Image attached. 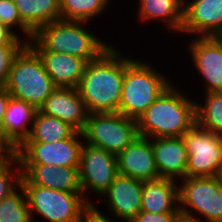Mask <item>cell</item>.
Returning <instances> with one entry per match:
<instances>
[{
    "label": "cell",
    "instance_id": "obj_1",
    "mask_svg": "<svg viewBox=\"0 0 222 222\" xmlns=\"http://www.w3.org/2000/svg\"><path fill=\"white\" fill-rule=\"evenodd\" d=\"M112 44L97 59L87 63L77 87L88 113L119 110L125 77V54Z\"/></svg>",
    "mask_w": 222,
    "mask_h": 222
},
{
    "label": "cell",
    "instance_id": "obj_2",
    "mask_svg": "<svg viewBox=\"0 0 222 222\" xmlns=\"http://www.w3.org/2000/svg\"><path fill=\"white\" fill-rule=\"evenodd\" d=\"M172 83L137 120L138 134L147 138L180 137L196 123V98ZM179 87V88H178ZM187 90V93L184 91ZM191 96V97H189Z\"/></svg>",
    "mask_w": 222,
    "mask_h": 222
},
{
    "label": "cell",
    "instance_id": "obj_3",
    "mask_svg": "<svg viewBox=\"0 0 222 222\" xmlns=\"http://www.w3.org/2000/svg\"><path fill=\"white\" fill-rule=\"evenodd\" d=\"M88 22L57 20L42 25L27 43L34 51L75 56L87 63L97 59L112 44L86 26ZM87 27V28H86ZM107 42V43H106Z\"/></svg>",
    "mask_w": 222,
    "mask_h": 222
},
{
    "label": "cell",
    "instance_id": "obj_4",
    "mask_svg": "<svg viewBox=\"0 0 222 222\" xmlns=\"http://www.w3.org/2000/svg\"><path fill=\"white\" fill-rule=\"evenodd\" d=\"M135 58L125 54V77L118 112L137 121L174 81L162 73V68L158 71L151 61Z\"/></svg>",
    "mask_w": 222,
    "mask_h": 222
},
{
    "label": "cell",
    "instance_id": "obj_5",
    "mask_svg": "<svg viewBox=\"0 0 222 222\" xmlns=\"http://www.w3.org/2000/svg\"><path fill=\"white\" fill-rule=\"evenodd\" d=\"M5 87L12 98L25 101L37 110L57 88L28 44L14 57Z\"/></svg>",
    "mask_w": 222,
    "mask_h": 222
},
{
    "label": "cell",
    "instance_id": "obj_6",
    "mask_svg": "<svg viewBox=\"0 0 222 222\" xmlns=\"http://www.w3.org/2000/svg\"><path fill=\"white\" fill-rule=\"evenodd\" d=\"M21 185L33 222H80L82 210L89 203L83 194L32 185L23 175Z\"/></svg>",
    "mask_w": 222,
    "mask_h": 222
},
{
    "label": "cell",
    "instance_id": "obj_7",
    "mask_svg": "<svg viewBox=\"0 0 222 222\" xmlns=\"http://www.w3.org/2000/svg\"><path fill=\"white\" fill-rule=\"evenodd\" d=\"M181 214L206 222H222V183L215 177H185L178 181Z\"/></svg>",
    "mask_w": 222,
    "mask_h": 222
},
{
    "label": "cell",
    "instance_id": "obj_8",
    "mask_svg": "<svg viewBox=\"0 0 222 222\" xmlns=\"http://www.w3.org/2000/svg\"><path fill=\"white\" fill-rule=\"evenodd\" d=\"M84 143L118 155L138 134L137 121L119 112L90 113L82 131Z\"/></svg>",
    "mask_w": 222,
    "mask_h": 222
},
{
    "label": "cell",
    "instance_id": "obj_9",
    "mask_svg": "<svg viewBox=\"0 0 222 222\" xmlns=\"http://www.w3.org/2000/svg\"><path fill=\"white\" fill-rule=\"evenodd\" d=\"M186 177H215L222 171V136L195 123L183 136Z\"/></svg>",
    "mask_w": 222,
    "mask_h": 222
},
{
    "label": "cell",
    "instance_id": "obj_10",
    "mask_svg": "<svg viewBox=\"0 0 222 222\" xmlns=\"http://www.w3.org/2000/svg\"><path fill=\"white\" fill-rule=\"evenodd\" d=\"M80 186L84 198L88 202L92 192L101 198V195L110 187L119 175L117 155L87 143L81 148L80 163L78 167ZM89 197V198H88Z\"/></svg>",
    "mask_w": 222,
    "mask_h": 222
},
{
    "label": "cell",
    "instance_id": "obj_11",
    "mask_svg": "<svg viewBox=\"0 0 222 222\" xmlns=\"http://www.w3.org/2000/svg\"><path fill=\"white\" fill-rule=\"evenodd\" d=\"M82 132L54 142H23L16 150L20 164H49L60 167H79Z\"/></svg>",
    "mask_w": 222,
    "mask_h": 222
},
{
    "label": "cell",
    "instance_id": "obj_12",
    "mask_svg": "<svg viewBox=\"0 0 222 222\" xmlns=\"http://www.w3.org/2000/svg\"><path fill=\"white\" fill-rule=\"evenodd\" d=\"M184 44L185 56L204 81L202 92H222V37H190ZM189 40V41H188ZM189 51V52H188ZM188 52V53H187Z\"/></svg>",
    "mask_w": 222,
    "mask_h": 222
},
{
    "label": "cell",
    "instance_id": "obj_13",
    "mask_svg": "<svg viewBox=\"0 0 222 222\" xmlns=\"http://www.w3.org/2000/svg\"><path fill=\"white\" fill-rule=\"evenodd\" d=\"M222 37V0H184L181 37Z\"/></svg>",
    "mask_w": 222,
    "mask_h": 222
},
{
    "label": "cell",
    "instance_id": "obj_14",
    "mask_svg": "<svg viewBox=\"0 0 222 222\" xmlns=\"http://www.w3.org/2000/svg\"><path fill=\"white\" fill-rule=\"evenodd\" d=\"M142 192L143 181L119 174L101 197L109 214L130 222L141 211Z\"/></svg>",
    "mask_w": 222,
    "mask_h": 222
},
{
    "label": "cell",
    "instance_id": "obj_15",
    "mask_svg": "<svg viewBox=\"0 0 222 222\" xmlns=\"http://www.w3.org/2000/svg\"><path fill=\"white\" fill-rule=\"evenodd\" d=\"M68 123L77 132H82L88 118V111L77 88L57 87L38 109Z\"/></svg>",
    "mask_w": 222,
    "mask_h": 222
},
{
    "label": "cell",
    "instance_id": "obj_16",
    "mask_svg": "<svg viewBox=\"0 0 222 222\" xmlns=\"http://www.w3.org/2000/svg\"><path fill=\"white\" fill-rule=\"evenodd\" d=\"M117 165L119 174L123 176L143 182L160 178L151 141L147 137H136L117 155Z\"/></svg>",
    "mask_w": 222,
    "mask_h": 222
},
{
    "label": "cell",
    "instance_id": "obj_17",
    "mask_svg": "<svg viewBox=\"0 0 222 222\" xmlns=\"http://www.w3.org/2000/svg\"><path fill=\"white\" fill-rule=\"evenodd\" d=\"M149 139L159 176L176 181L185 178L188 153L182 136Z\"/></svg>",
    "mask_w": 222,
    "mask_h": 222
},
{
    "label": "cell",
    "instance_id": "obj_18",
    "mask_svg": "<svg viewBox=\"0 0 222 222\" xmlns=\"http://www.w3.org/2000/svg\"><path fill=\"white\" fill-rule=\"evenodd\" d=\"M22 175L32 184L59 191L83 194L78 167L49 164H20Z\"/></svg>",
    "mask_w": 222,
    "mask_h": 222
},
{
    "label": "cell",
    "instance_id": "obj_19",
    "mask_svg": "<svg viewBox=\"0 0 222 222\" xmlns=\"http://www.w3.org/2000/svg\"><path fill=\"white\" fill-rule=\"evenodd\" d=\"M36 111L33 105L10 98L1 125V137L11 148L17 149L28 138Z\"/></svg>",
    "mask_w": 222,
    "mask_h": 222
},
{
    "label": "cell",
    "instance_id": "obj_20",
    "mask_svg": "<svg viewBox=\"0 0 222 222\" xmlns=\"http://www.w3.org/2000/svg\"><path fill=\"white\" fill-rule=\"evenodd\" d=\"M137 20L144 25L153 22L164 24L168 33H181L183 24L184 0H138ZM148 21V22H147Z\"/></svg>",
    "mask_w": 222,
    "mask_h": 222
},
{
    "label": "cell",
    "instance_id": "obj_21",
    "mask_svg": "<svg viewBox=\"0 0 222 222\" xmlns=\"http://www.w3.org/2000/svg\"><path fill=\"white\" fill-rule=\"evenodd\" d=\"M57 87L77 88L87 62L81 58L50 51H35Z\"/></svg>",
    "mask_w": 222,
    "mask_h": 222
},
{
    "label": "cell",
    "instance_id": "obj_22",
    "mask_svg": "<svg viewBox=\"0 0 222 222\" xmlns=\"http://www.w3.org/2000/svg\"><path fill=\"white\" fill-rule=\"evenodd\" d=\"M141 211L148 213L180 212L178 181L163 177L144 181Z\"/></svg>",
    "mask_w": 222,
    "mask_h": 222
},
{
    "label": "cell",
    "instance_id": "obj_23",
    "mask_svg": "<svg viewBox=\"0 0 222 222\" xmlns=\"http://www.w3.org/2000/svg\"><path fill=\"white\" fill-rule=\"evenodd\" d=\"M21 21L35 33L42 25L61 19L60 0H13Z\"/></svg>",
    "mask_w": 222,
    "mask_h": 222
},
{
    "label": "cell",
    "instance_id": "obj_24",
    "mask_svg": "<svg viewBox=\"0 0 222 222\" xmlns=\"http://www.w3.org/2000/svg\"><path fill=\"white\" fill-rule=\"evenodd\" d=\"M76 130L59 118L36 111L30 135L24 142H54L70 138Z\"/></svg>",
    "mask_w": 222,
    "mask_h": 222
},
{
    "label": "cell",
    "instance_id": "obj_25",
    "mask_svg": "<svg viewBox=\"0 0 222 222\" xmlns=\"http://www.w3.org/2000/svg\"><path fill=\"white\" fill-rule=\"evenodd\" d=\"M112 3V0H60L61 19L92 23L95 18H101Z\"/></svg>",
    "mask_w": 222,
    "mask_h": 222
},
{
    "label": "cell",
    "instance_id": "obj_26",
    "mask_svg": "<svg viewBox=\"0 0 222 222\" xmlns=\"http://www.w3.org/2000/svg\"><path fill=\"white\" fill-rule=\"evenodd\" d=\"M203 103L196 99V123L222 136V92L204 93Z\"/></svg>",
    "mask_w": 222,
    "mask_h": 222
},
{
    "label": "cell",
    "instance_id": "obj_27",
    "mask_svg": "<svg viewBox=\"0 0 222 222\" xmlns=\"http://www.w3.org/2000/svg\"><path fill=\"white\" fill-rule=\"evenodd\" d=\"M0 222H33L22 185L0 201Z\"/></svg>",
    "mask_w": 222,
    "mask_h": 222
},
{
    "label": "cell",
    "instance_id": "obj_28",
    "mask_svg": "<svg viewBox=\"0 0 222 222\" xmlns=\"http://www.w3.org/2000/svg\"><path fill=\"white\" fill-rule=\"evenodd\" d=\"M22 171L15 148L0 158V201L21 185Z\"/></svg>",
    "mask_w": 222,
    "mask_h": 222
},
{
    "label": "cell",
    "instance_id": "obj_29",
    "mask_svg": "<svg viewBox=\"0 0 222 222\" xmlns=\"http://www.w3.org/2000/svg\"><path fill=\"white\" fill-rule=\"evenodd\" d=\"M0 23L8 26L27 43L34 36V33L21 21L13 0H0Z\"/></svg>",
    "mask_w": 222,
    "mask_h": 222
},
{
    "label": "cell",
    "instance_id": "obj_30",
    "mask_svg": "<svg viewBox=\"0 0 222 222\" xmlns=\"http://www.w3.org/2000/svg\"><path fill=\"white\" fill-rule=\"evenodd\" d=\"M26 44H0V86H6L14 57Z\"/></svg>",
    "mask_w": 222,
    "mask_h": 222
},
{
    "label": "cell",
    "instance_id": "obj_31",
    "mask_svg": "<svg viewBox=\"0 0 222 222\" xmlns=\"http://www.w3.org/2000/svg\"><path fill=\"white\" fill-rule=\"evenodd\" d=\"M98 209L96 203L89 202L82 210L80 222H118L111 214L106 215Z\"/></svg>",
    "mask_w": 222,
    "mask_h": 222
},
{
    "label": "cell",
    "instance_id": "obj_32",
    "mask_svg": "<svg viewBox=\"0 0 222 222\" xmlns=\"http://www.w3.org/2000/svg\"><path fill=\"white\" fill-rule=\"evenodd\" d=\"M181 212L148 213L140 211L130 222H176Z\"/></svg>",
    "mask_w": 222,
    "mask_h": 222
},
{
    "label": "cell",
    "instance_id": "obj_33",
    "mask_svg": "<svg viewBox=\"0 0 222 222\" xmlns=\"http://www.w3.org/2000/svg\"><path fill=\"white\" fill-rule=\"evenodd\" d=\"M0 44H27L8 26L0 23Z\"/></svg>",
    "mask_w": 222,
    "mask_h": 222
},
{
    "label": "cell",
    "instance_id": "obj_34",
    "mask_svg": "<svg viewBox=\"0 0 222 222\" xmlns=\"http://www.w3.org/2000/svg\"><path fill=\"white\" fill-rule=\"evenodd\" d=\"M11 96L5 86H0V134L6 108Z\"/></svg>",
    "mask_w": 222,
    "mask_h": 222
},
{
    "label": "cell",
    "instance_id": "obj_35",
    "mask_svg": "<svg viewBox=\"0 0 222 222\" xmlns=\"http://www.w3.org/2000/svg\"><path fill=\"white\" fill-rule=\"evenodd\" d=\"M176 222H206V221L180 214Z\"/></svg>",
    "mask_w": 222,
    "mask_h": 222
},
{
    "label": "cell",
    "instance_id": "obj_36",
    "mask_svg": "<svg viewBox=\"0 0 222 222\" xmlns=\"http://www.w3.org/2000/svg\"><path fill=\"white\" fill-rule=\"evenodd\" d=\"M11 147L2 139L0 134V158L10 149Z\"/></svg>",
    "mask_w": 222,
    "mask_h": 222
},
{
    "label": "cell",
    "instance_id": "obj_37",
    "mask_svg": "<svg viewBox=\"0 0 222 222\" xmlns=\"http://www.w3.org/2000/svg\"><path fill=\"white\" fill-rule=\"evenodd\" d=\"M221 180V183H222V171L219 173V176H218Z\"/></svg>",
    "mask_w": 222,
    "mask_h": 222
}]
</instances>
